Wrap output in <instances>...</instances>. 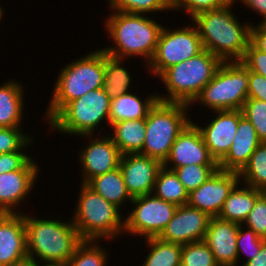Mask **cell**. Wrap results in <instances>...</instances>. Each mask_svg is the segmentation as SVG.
<instances>
[{"label": "cell", "mask_w": 266, "mask_h": 266, "mask_svg": "<svg viewBox=\"0 0 266 266\" xmlns=\"http://www.w3.org/2000/svg\"><path fill=\"white\" fill-rule=\"evenodd\" d=\"M232 7L203 11L192 18L203 48L222 62H241L250 42L251 24H241Z\"/></svg>", "instance_id": "1"}, {"label": "cell", "mask_w": 266, "mask_h": 266, "mask_svg": "<svg viewBox=\"0 0 266 266\" xmlns=\"http://www.w3.org/2000/svg\"><path fill=\"white\" fill-rule=\"evenodd\" d=\"M111 11L112 15L108 16L104 27L115 44L102 50L123 60L131 56L143 57L145 65H148L156 51L163 25L146 17V14Z\"/></svg>", "instance_id": "2"}, {"label": "cell", "mask_w": 266, "mask_h": 266, "mask_svg": "<svg viewBox=\"0 0 266 266\" xmlns=\"http://www.w3.org/2000/svg\"><path fill=\"white\" fill-rule=\"evenodd\" d=\"M25 229L28 261L66 263L83 241L71 219L46 220L25 214Z\"/></svg>", "instance_id": "3"}, {"label": "cell", "mask_w": 266, "mask_h": 266, "mask_svg": "<svg viewBox=\"0 0 266 266\" xmlns=\"http://www.w3.org/2000/svg\"><path fill=\"white\" fill-rule=\"evenodd\" d=\"M61 71V72H60ZM59 71L53 96L45 112L49 121L69 102L103 87L104 51L94 50L71 61Z\"/></svg>", "instance_id": "4"}, {"label": "cell", "mask_w": 266, "mask_h": 266, "mask_svg": "<svg viewBox=\"0 0 266 266\" xmlns=\"http://www.w3.org/2000/svg\"><path fill=\"white\" fill-rule=\"evenodd\" d=\"M222 63L204 49L198 55L168 67L158 76L167 89L166 96L157 93L158 100L190 105L213 79Z\"/></svg>", "instance_id": "5"}, {"label": "cell", "mask_w": 266, "mask_h": 266, "mask_svg": "<svg viewBox=\"0 0 266 266\" xmlns=\"http://www.w3.org/2000/svg\"><path fill=\"white\" fill-rule=\"evenodd\" d=\"M72 222L82 240L121 237L125 229L120 208L106 201L87 184L82 183ZM123 220V221H122ZM116 236V237H115Z\"/></svg>", "instance_id": "6"}, {"label": "cell", "mask_w": 266, "mask_h": 266, "mask_svg": "<svg viewBox=\"0 0 266 266\" xmlns=\"http://www.w3.org/2000/svg\"><path fill=\"white\" fill-rule=\"evenodd\" d=\"M190 108L184 103L158 100L145 118V141L140 154L164 163L170 154L174 141L192 121L187 116V110Z\"/></svg>", "instance_id": "7"}, {"label": "cell", "mask_w": 266, "mask_h": 266, "mask_svg": "<svg viewBox=\"0 0 266 266\" xmlns=\"http://www.w3.org/2000/svg\"><path fill=\"white\" fill-rule=\"evenodd\" d=\"M109 112L110 97L100 88L67 103L47 124L71 136L94 135L101 122L110 125Z\"/></svg>", "instance_id": "8"}, {"label": "cell", "mask_w": 266, "mask_h": 266, "mask_svg": "<svg viewBox=\"0 0 266 266\" xmlns=\"http://www.w3.org/2000/svg\"><path fill=\"white\" fill-rule=\"evenodd\" d=\"M248 81L249 70L241 62H223L189 106L197 102L212 112L242 110L248 99Z\"/></svg>", "instance_id": "9"}, {"label": "cell", "mask_w": 266, "mask_h": 266, "mask_svg": "<svg viewBox=\"0 0 266 266\" xmlns=\"http://www.w3.org/2000/svg\"><path fill=\"white\" fill-rule=\"evenodd\" d=\"M204 50L195 25L178 29H166L163 26L156 51L148 64L153 76H158L168 67L186 61Z\"/></svg>", "instance_id": "10"}, {"label": "cell", "mask_w": 266, "mask_h": 266, "mask_svg": "<svg viewBox=\"0 0 266 266\" xmlns=\"http://www.w3.org/2000/svg\"><path fill=\"white\" fill-rule=\"evenodd\" d=\"M129 204H134V209L124 218V233L145 239L159 237L178 207L153 193L133 197Z\"/></svg>", "instance_id": "11"}, {"label": "cell", "mask_w": 266, "mask_h": 266, "mask_svg": "<svg viewBox=\"0 0 266 266\" xmlns=\"http://www.w3.org/2000/svg\"><path fill=\"white\" fill-rule=\"evenodd\" d=\"M240 182L237 172L217 169L202 185L188 194V205L217 217L230 192Z\"/></svg>", "instance_id": "12"}, {"label": "cell", "mask_w": 266, "mask_h": 266, "mask_svg": "<svg viewBox=\"0 0 266 266\" xmlns=\"http://www.w3.org/2000/svg\"><path fill=\"white\" fill-rule=\"evenodd\" d=\"M80 137H84L82 139L92 137L89 139V144L86 143L85 148L82 147L78 154L83 175L81 183L87 184L92 178L119 167L121 153L109 135L99 138L94 135H81Z\"/></svg>", "instance_id": "13"}, {"label": "cell", "mask_w": 266, "mask_h": 266, "mask_svg": "<svg viewBox=\"0 0 266 266\" xmlns=\"http://www.w3.org/2000/svg\"><path fill=\"white\" fill-rule=\"evenodd\" d=\"M172 163V164H171ZM218 165L210 155L201 131L190 122L174 141L168 158L163 163L167 169L174 170L186 165ZM172 165V166H169Z\"/></svg>", "instance_id": "14"}, {"label": "cell", "mask_w": 266, "mask_h": 266, "mask_svg": "<svg viewBox=\"0 0 266 266\" xmlns=\"http://www.w3.org/2000/svg\"><path fill=\"white\" fill-rule=\"evenodd\" d=\"M210 218L206 212L188 204L178 206L174 216L159 238L179 245L202 241Z\"/></svg>", "instance_id": "15"}, {"label": "cell", "mask_w": 266, "mask_h": 266, "mask_svg": "<svg viewBox=\"0 0 266 266\" xmlns=\"http://www.w3.org/2000/svg\"><path fill=\"white\" fill-rule=\"evenodd\" d=\"M162 167L161 161L140 153L121 155L119 163L127 192L132 198L153 192Z\"/></svg>", "instance_id": "16"}, {"label": "cell", "mask_w": 266, "mask_h": 266, "mask_svg": "<svg viewBox=\"0 0 266 266\" xmlns=\"http://www.w3.org/2000/svg\"><path fill=\"white\" fill-rule=\"evenodd\" d=\"M28 261L25 214L0 213V266Z\"/></svg>", "instance_id": "17"}, {"label": "cell", "mask_w": 266, "mask_h": 266, "mask_svg": "<svg viewBox=\"0 0 266 266\" xmlns=\"http://www.w3.org/2000/svg\"><path fill=\"white\" fill-rule=\"evenodd\" d=\"M212 118L206 126H198L210 155L218 163L229 151L236 135L239 119L243 116L242 110L214 111ZM217 115V116H216Z\"/></svg>", "instance_id": "18"}, {"label": "cell", "mask_w": 266, "mask_h": 266, "mask_svg": "<svg viewBox=\"0 0 266 266\" xmlns=\"http://www.w3.org/2000/svg\"><path fill=\"white\" fill-rule=\"evenodd\" d=\"M239 223L211 217L204 242L211 249L219 266H238L237 236Z\"/></svg>", "instance_id": "19"}, {"label": "cell", "mask_w": 266, "mask_h": 266, "mask_svg": "<svg viewBox=\"0 0 266 266\" xmlns=\"http://www.w3.org/2000/svg\"><path fill=\"white\" fill-rule=\"evenodd\" d=\"M38 173L39 169H20L0 174V213H23L18 206L32 192Z\"/></svg>", "instance_id": "20"}, {"label": "cell", "mask_w": 266, "mask_h": 266, "mask_svg": "<svg viewBox=\"0 0 266 266\" xmlns=\"http://www.w3.org/2000/svg\"><path fill=\"white\" fill-rule=\"evenodd\" d=\"M261 143L251 122L243 115L227 154L218 162V169L239 173Z\"/></svg>", "instance_id": "21"}, {"label": "cell", "mask_w": 266, "mask_h": 266, "mask_svg": "<svg viewBox=\"0 0 266 266\" xmlns=\"http://www.w3.org/2000/svg\"><path fill=\"white\" fill-rule=\"evenodd\" d=\"M133 92L110 99V125L119 121L145 119L149 110L158 101V95L151 93L144 100Z\"/></svg>", "instance_id": "22"}, {"label": "cell", "mask_w": 266, "mask_h": 266, "mask_svg": "<svg viewBox=\"0 0 266 266\" xmlns=\"http://www.w3.org/2000/svg\"><path fill=\"white\" fill-rule=\"evenodd\" d=\"M21 82L6 81L0 86V127H22L24 89Z\"/></svg>", "instance_id": "23"}, {"label": "cell", "mask_w": 266, "mask_h": 266, "mask_svg": "<svg viewBox=\"0 0 266 266\" xmlns=\"http://www.w3.org/2000/svg\"><path fill=\"white\" fill-rule=\"evenodd\" d=\"M111 137L121 155L141 153L146 133V120H125L113 123Z\"/></svg>", "instance_id": "24"}, {"label": "cell", "mask_w": 266, "mask_h": 266, "mask_svg": "<svg viewBox=\"0 0 266 266\" xmlns=\"http://www.w3.org/2000/svg\"><path fill=\"white\" fill-rule=\"evenodd\" d=\"M261 194V190L247 185L240 188L238 183L225 200L218 217L223 220L243 224L248 214L253 209L256 199Z\"/></svg>", "instance_id": "25"}, {"label": "cell", "mask_w": 266, "mask_h": 266, "mask_svg": "<svg viewBox=\"0 0 266 266\" xmlns=\"http://www.w3.org/2000/svg\"><path fill=\"white\" fill-rule=\"evenodd\" d=\"M87 185L106 201L120 209L123 207L124 202H127V200L131 202L132 200V197L127 192L119 167L92 178Z\"/></svg>", "instance_id": "26"}, {"label": "cell", "mask_w": 266, "mask_h": 266, "mask_svg": "<svg viewBox=\"0 0 266 266\" xmlns=\"http://www.w3.org/2000/svg\"><path fill=\"white\" fill-rule=\"evenodd\" d=\"M123 59H118L107 55L104 52V82L105 93L112 98H116L131 90L132 76L122 65Z\"/></svg>", "instance_id": "27"}, {"label": "cell", "mask_w": 266, "mask_h": 266, "mask_svg": "<svg viewBox=\"0 0 266 266\" xmlns=\"http://www.w3.org/2000/svg\"><path fill=\"white\" fill-rule=\"evenodd\" d=\"M152 193L177 206L188 203L189 193L180 182L178 175L174 170L167 169L164 166L158 172Z\"/></svg>", "instance_id": "28"}, {"label": "cell", "mask_w": 266, "mask_h": 266, "mask_svg": "<svg viewBox=\"0 0 266 266\" xmlns=\"http://www.w3.org/2000/svg\"><path fill=\"white\" fill-rule=\"evenodd\" d=\"M145 240L151 249L142 266H181L182 245L163 241L159 237Z\"/></svg>", "instance_id": "29"}, {"label": "cell", "mask_w": 266, "mask_h": 266, "mask_svg": "<svg viewBox=\"0 0 266 266\" xmlns=\"http://www.w3.org/2000/svg\"><path fill=\"white\" fill-rule=\"evenodd\" d=\"M244 183L252 188L266 190V142H261L245 167L238 173Z\"/></svg>", "instance_id": "30"}, {"label": "cell", "mask_w": 266, "mask_h": 266, "mask_svg": "<svg viewBox=\"0 0 266 266\" xmlns=\"http://www.w3.org/2000/svg\"><path fill=\"white\" fill-rule=\"evenodd\" d=\"M97 242L95 240H83L66 262L67 266H106L109 254Z\"/></svg>", "instance_id": "31"}, {"label": "cell", "mask_w": 266, "mask_h": 266, "mask_svg": "<svg viewBox=\"0 0 266 266\" xmlns=\"http://www.w3.org/2000/svg\"><path fill=\"white\" fill-rule=\"evenodd\" d=\"M181 266H219L214 254L202 241L182 245Z\"/></svg>", "instance_id": "32"}, {"label": "cell", "mask_w": 266, "mask_h": 266, "mask_svg": "<svg viewBox=\"0 0 266 266\" xmlns=\"http://www.w3.org/2000/svg\"><path fill=\"white\" fill-rule=\"evenodd\" d=\"M218 165H186L174 169L185 190L190 193L202 185L216 170Z\"/></svg>", "instance_id": "33"}, {"label": "cell", "mask_w": 266, "mask_h": 266, "mask_svg": "<svg viewBox=\"0 0 266 266\" xmlns=\"http://www.w3.org/2000/svg\"><path fill=\"white\" fill-rule=\"evenodd\" d=\"M108 3L111 10L127 13L153 14L170 10L169 0H108Z\"/></svg>", "instance_id": "34"}, {"label": "cell", "mask_w": 266, "mask_h": 266, "mask_svg": "<svg viewBox=\"0 0 266 266\" xmlns=\"http://www.w3.org/2000/svg\"><path fill=\"white\" fill-rule=\"evenodd\" d=\"M33 142L31 138L20 150L0 154V174L20 169H40L34 158L24 151L29 145L32 146Z\"/></svg>", "instance_id": "35"}, {"label": "cell", "mask_w": 266, "mask_h": 266, "mask_svg": "<svg viewBox=\"0 0 266 266\" xmlns=\"http://www.w3.org/2000/svg\"><path fill=\"white\" fill-rule=\"evenodd\" d=\"M236 0H169V8L172 11L184 10L190 15V20L203 11L214 10L230 5H234Z\"/></svg>", "instance_id": "36"}, {"label": "cell", "mask_w": 266, "mask_h": 266, "mask_svg": "<svg viewBox=\"0 0 266 266\" xmlns=\"http://www.w3.org/2000/svg\"><path fill=\"white\" fill-rule=\"evenodd\" d=\"M243 115L254 126L261 142H266V102L248 98L242 108Z\"/></svg>", "instance_id": "37"}, {"label": "cell", "mask_w": 266, "mask_h": 266, "mask_svg": "<svg viewBox=\"0 0 266 266\" xmlns=\"http://www.w3.org/2000/svg\"><path fill=\"white\" fill-rule=\"evenodd\" d=\"M243 225L240 224L236 246H237V253H238V262L239 259L241 260V253H245L248 257L245 262L241 266H243L247 261L253 259V257L259 253L261 250L262 245L266 239L258 236L252 229L246 227L243 229Z\"/></svg>", "instance_id": "38"}, {"label": "cell", "mask_w": 266, "mask_h": 266, "mask_svg": "<svg viewBox=\"0 0 266 266\" xmlns=\"http://www.w3.org/2000/svg\"><path fill=\"white\" fill-rule=\"evenodd\" d=\"M31 138L20 127H0V154L20 150Z\"/></svg>", "instance_id": "39"}, {"label": "cell", "mask_w": 266, "mask_h": 266, "mask_svg": "<svg viewBox=\"0 0 266 266\" xmlns=\"http://www.w3.org/2000/svg\"><path fill=\"white\" fill-rule=\"evenodd\" d=\"M242 225H246L258 236L266 239V197L263 194L256 199L253 209Z\"/></svg>", "instance_id": "40"}, {"label": "cell", "mask_w": 266, "mask_h": 266, "mask_svg": "<svg viewBox=\"0 0 266 266\" xmlns=\"http://www.w3.org/2000/svg\"><path fill=\"white\" fill-rule=\"evenodd\" d=\"M241 63L250 71L266 77V52L249 42Z\"/></svg>", "instance_id": "41"}, {"label": "cell", "mask_w": 266, "mask_h": 266, "mask_svg": "<svg viewBox=\"0 0 266 266\" xmlns=\"http://www.w3.org/2000/svg\"><path fill=\"white\" fill-rule=\"evenodd\" d=\"M248 98L266 102V77L249 70Z\"/></svg>", "instance_id": "42"}, {"label": "cell", "mask_w": 266, "mask_h": 266, "mask_svg": "<svg viewBox=\"0 0 266 266\" xmlns=\"http://www.w3.org/2000/svg\"><path fill=\"white\" fill-rule=\"evenodd\" d=\"M250 42L259 50L266 52V26L259 22L250 28Z\"/></svg>", "instance_id": "43"}, {"label": "cell", "mask_w": 266, "mask_h": 266, "mask_svg": "<svg viewBox=\"0 0 266 266\" xmlns=\"http://www.w3.org/2000/svg\"><path fill=\"white\" fill-rule=\"evenodd\" d=\"M239 1H242L243 5L250 8L254 12L258 13L259 16H261L263 19L260 22H264L266 20V0H239Z\"/></svg>", "instance_id": "44"}, {"label": "cell", "mask_w": 266, "mask_h": 266, "mask_svg": "<svg viewBox=\"0 0 266 266\" xmlns=\"http://www.w3.org/2000/svg\"><path fill=\"white\" fill-rule=\"evenodd\" d=\"M243 266H266V240L261 247V250L253 259L247 261Z\"/></svg>", "instance_id": "45"}, {"label": "cell", "mask_w": 266, "mask_h": 266, "mask_svg": "<svg viewBox=\"0 0 266 266\" xmlns=\"http://www.w3.org/2000/svg\"><path fill=\"white\" fill-rule=\"evenodd\" d=\"M38 262L35 261V266H67V263H61V262H43V264H41L42 263L41 261Z\"/></svg>", "instance_id": "46"}, {"label": "cell", "mask_w": 266, "mask_h": 266, "mask_svg": "<svg viewBox=\"0 0 266 266\" xmlns=\"http://www.w3.org/2000/svg\"><path fill=\"white\" fill-rule=\"evenodd\" d=\"M17 266H35V261H27L23 264L17 265Z\"/></svg>", "instance_id": "47"}, {"label": "cell", "mask_w": 266, "mask_h": 266, "mask_svg": "<svg viewBox=\"0 0 266 266\" xmlns=\"http://www.w3.org/2000/svg\"><path fill=\"white\" fill-rule=\"evenodd\" d=\"M3 13H4V11L0 6V22L2 21Z\"/></svg>", "instance_id": "48"}, {"label": "cell", "mask_w": 266, "mask_h": 266, "mask_svg": "<svg viewBox=\"0 0 266 266\" xmlns=\"http://www.w3.org/2000/svg\"><path fill=\"white\" fill-rule=\"evenodd\" d=\"M262 194L266 197V190L262 191Z\"/></svg>", "instance_id": "49"}]
</instances>
